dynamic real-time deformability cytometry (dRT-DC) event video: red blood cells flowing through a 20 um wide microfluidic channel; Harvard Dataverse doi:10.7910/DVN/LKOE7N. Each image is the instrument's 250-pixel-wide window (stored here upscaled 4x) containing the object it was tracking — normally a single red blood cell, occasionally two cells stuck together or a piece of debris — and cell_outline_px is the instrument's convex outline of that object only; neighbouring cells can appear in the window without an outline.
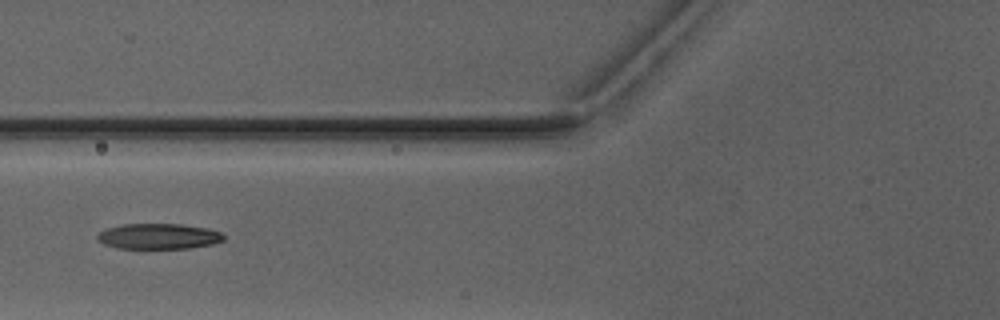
{"species": "Egyptian fruit bat (a non-hibernating species)", "species_latin": "Rousettus aegyptiacus", "temperature_condition": "warm", "stored_images_in_passage": 6, "camera_frame_rate_fps": 3000, "um_per_image_px": 0.085, "animal": {"sex": "male"}, "frame": {"image": 1, "passage_image": 5, "time_ms": 5.667, "image_size_px": [1000, 320], "cell_outline_px": [[224, 240], [212, 244], [188, 248], [116, 248], [104, 244], [96, 240], [96, 236], [100, 232], [108, 228], [124, 224], [180, 224], [208, 228], [220, 232], [224, 236]], "centroid_in_image_um": [13.47, 20.08], "position_along_channel_um": 112.3, "area_um2": 18.73}}
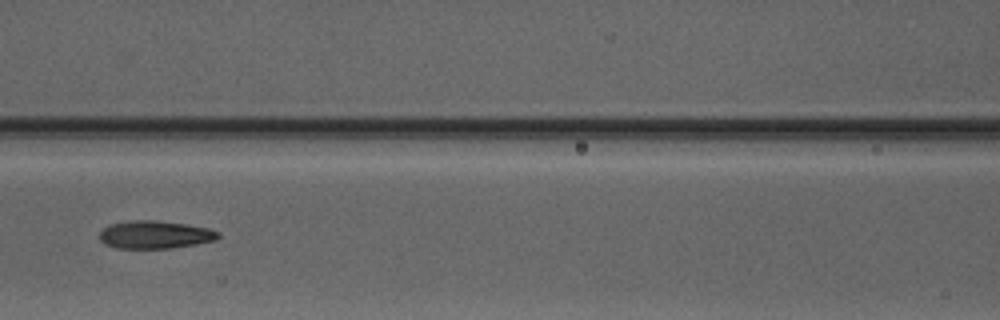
{"frame": {"image": 2, "passage_image": 6, "time_ms": 6.667, "image_size_px": [1000, 320], "cell_outline_px": [[220, 236], [216, 240], [196, 244], [168, 248], [116, 248], [104, 244], [100, 240], [100, 232], [104, 228], [112, 224], [132, 220], [156, 220], [184, 224], [208, 228], [220, 232]], "centroid_in_image_um": [13.18, 19.95], "position_along_channel_um": 153.4, "area_um2": 19.13}}